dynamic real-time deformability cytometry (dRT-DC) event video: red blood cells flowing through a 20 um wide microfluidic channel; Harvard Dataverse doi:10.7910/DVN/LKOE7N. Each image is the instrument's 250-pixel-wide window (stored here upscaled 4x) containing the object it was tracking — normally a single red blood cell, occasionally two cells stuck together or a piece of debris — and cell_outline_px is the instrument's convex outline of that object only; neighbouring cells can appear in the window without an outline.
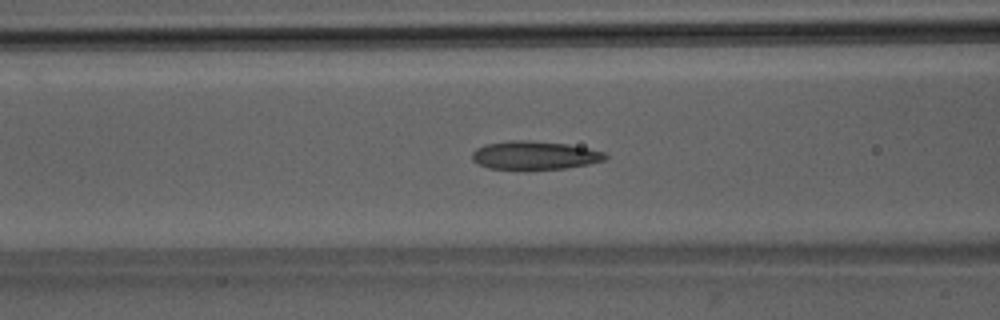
{"species": "Egyptian fruit bat (a non-hibernating species)", "species_latin": "Rousettus aegyptiacus", "temperature_condition": "room temperature", "stored_images_in_passage": 40, "segment_of_instrument_passage": [1, 2], "camera_frame_rate_fps": 3000, "um_per_image_px": 0.085, "animal": {"sex": "male"}, "frame": {"image": 1, "passage_image": 9, "time_ms": 2.667, "image_size_px": [1000, 320], "cell_outline_px": [[608, 156], [604, 160], [588, 164], [568, 168], [488, 168], [472, 160], [472, 152], [476, 148], [484, 144], [512, 140], [528, 140], [568, 144], [588, 148], [604, 152]], "centroid_in_image_um": [45.44, 13.18], "position_along_channel_um": 121.2, "area_um2": 21.73}}
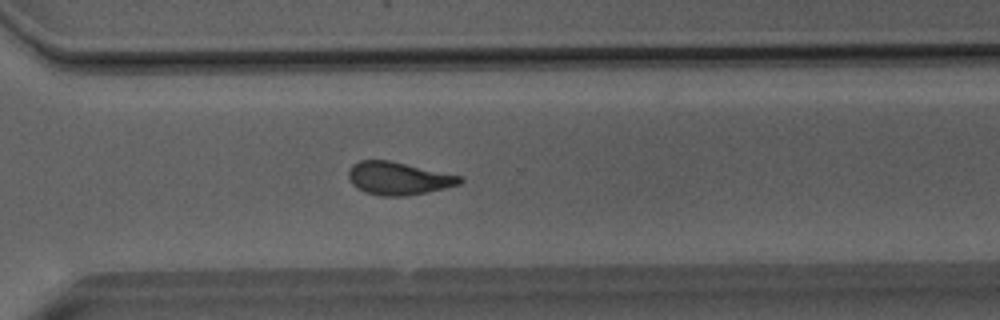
{"frame": {"image": 2, "passage_image": 25, "time_ms": 8.0, "image_size_px": [1000, 320], "cell_outline_px": [[464, 180], [460, 184], [428, 192], [408, 196], [380, 196], [364, 192], [356, 188], [352, 184], [348, 176], [348, 168], [352, 164], [360, 160], [388, 160], [464, 176]], "centroid_in_image_um": [33.86, 15.16], "position_along_channel_um": 336.7, "area_um2": 21.62}}
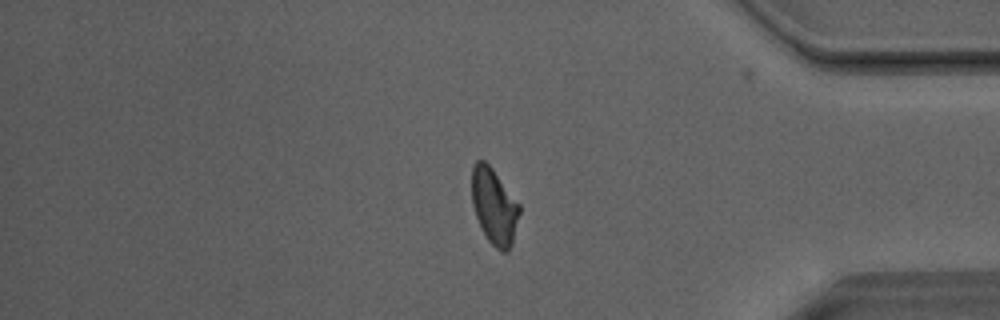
{"frame": {"image": 3, "passage_image": 31, "time_ms": 10.0, "image_size_px": [1000, 320], "cell_outline_px": [[520, 212], [512, 244], [508, 252], [504, 252], [496, 248], [488, 240], [476, 216], [472, 204], [472, 168], [476, 160], [484, 160], [492, 168], [520, 204]], "centroid_in_image_um": [42.01, 17.53], "position_along_channel_um": 393.2, "area_um2": 20.92}}